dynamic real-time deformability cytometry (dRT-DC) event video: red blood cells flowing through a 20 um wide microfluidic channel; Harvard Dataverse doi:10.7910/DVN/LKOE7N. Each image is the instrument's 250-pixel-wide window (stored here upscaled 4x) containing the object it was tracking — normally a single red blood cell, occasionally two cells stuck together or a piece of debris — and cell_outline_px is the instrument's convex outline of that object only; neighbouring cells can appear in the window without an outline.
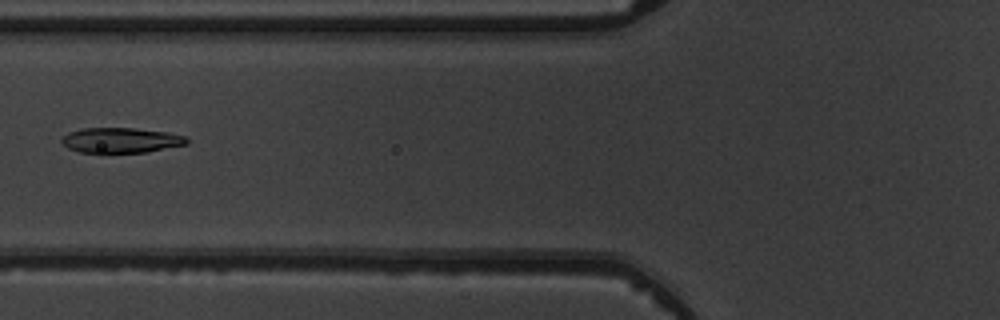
{"species": "common noctule bat (a hibernating species)", "species_latin": "Nyctalus noctula", "temperature_condition": "warm", "stored_images_in_passage": 4, "camera_frame_rate_fps": 3000, "um_per_image_px": 0.085, "animal": {"sex": "male", "body_mass_g": 19.5, "forearm_length_mm": 54.6}, "frame": {"image": 1, "passage_image": 3, "time_ms": 2.333, "image_size_px": [1000, 320], "cell_outline_px": [[188, 144], [144, 152], [100, 156], [80, 152], [68, 148], [60, 140], [68, 132], [84, 128], [132, 128], [168, 132], [184, 136], [188, 140]], "centroid_in_image_um": [10.22, 11.97], "position_along_channel_um": 115.6, "area_um2": 19.02}}
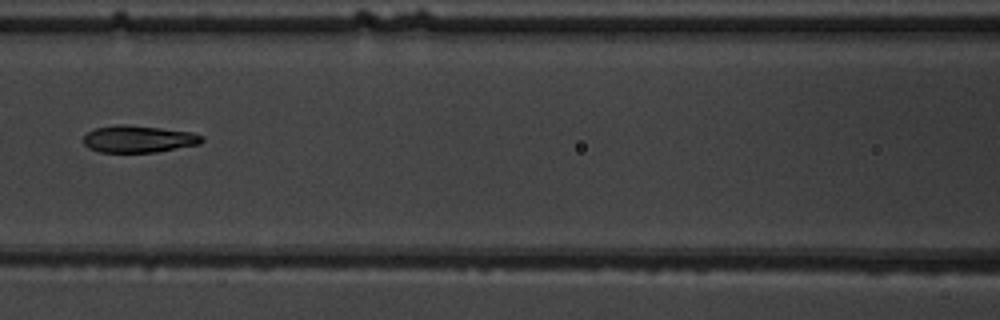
{"frame": {"image": 2, "passage_image": 4, "time_ms": 3.333, "image_size_px": [1000, 320], "cell_outline_px": [[204, 140], [200, 144], [156, 152], [100, 152], [88, 148], [84, 144], [84, 136], [88, 132], [96, 128], [120, 124], [124, 124], [160, 128], [192, 132], [204, 136]], "centroid_in_image_um": [11.79, 11.82], "position_along_channel_um": 154.8, "area_um2": 18.61}}